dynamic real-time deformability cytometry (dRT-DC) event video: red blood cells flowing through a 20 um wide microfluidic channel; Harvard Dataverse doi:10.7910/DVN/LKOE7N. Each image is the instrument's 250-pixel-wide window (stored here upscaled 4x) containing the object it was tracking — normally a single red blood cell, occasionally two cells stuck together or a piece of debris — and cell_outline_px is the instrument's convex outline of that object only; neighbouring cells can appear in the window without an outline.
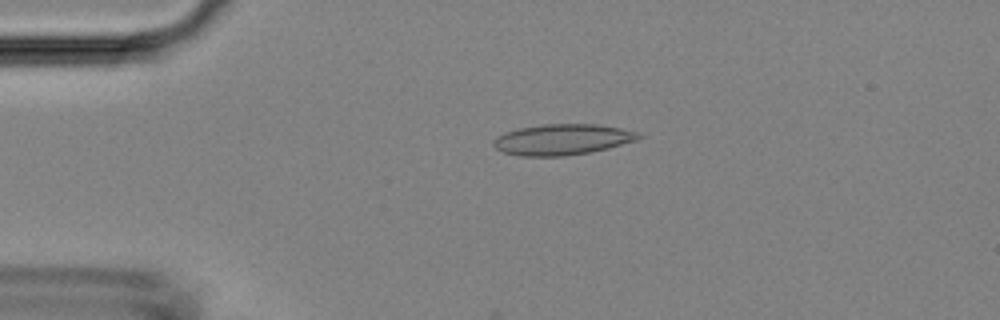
{"species": "Egyptian fruit bat (a non-hibernating species)", "species_latin": "Rousettus aegyptiacus", "temperature_condition": "room temperature", "stored_images_in_passage": 6, "camera_frame_rate_fps": 3000, "um_per_image_px": 0.085, "animal": {"sex": "female"}, "frame": {"image": 1, "passage_image": 4, "time_ms": 3.333, "image_size_px": [1000, 320], "cell_outline_px": [[644, 136], [636, 140], [608, 148], [592, 152], [564, 156], [520, 156], [504, 152], [496, 148], [492, 144], [492, 140], [496, 136], [504, 132], [520, 128], [544, 124], [596, 124], [620, 128], [640, 132]], "centroid_in_image_um": [47.8, 11.86], "position_along_channel_um": 37.2, "area_um2": 26.18}}